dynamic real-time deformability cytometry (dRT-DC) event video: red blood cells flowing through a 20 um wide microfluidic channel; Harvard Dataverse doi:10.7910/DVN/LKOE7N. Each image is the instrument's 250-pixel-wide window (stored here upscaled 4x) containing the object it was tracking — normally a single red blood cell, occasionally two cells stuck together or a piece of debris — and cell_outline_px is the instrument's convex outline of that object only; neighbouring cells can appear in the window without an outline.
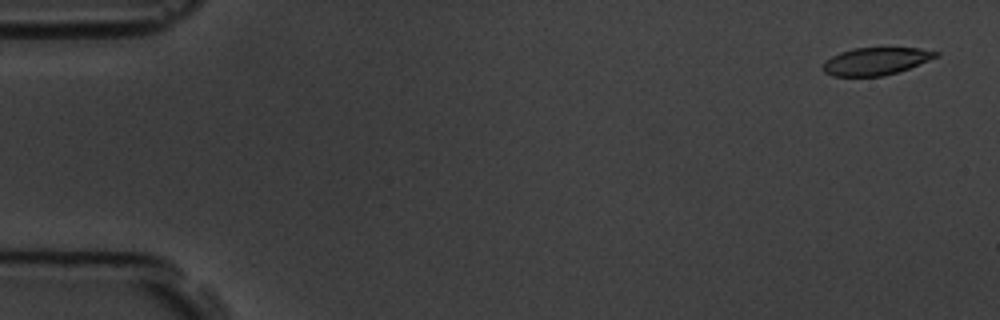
{"species": "common noctule bat (a hibernating species)", "species_latin": "Nyctalus noctula", "temperature_condition": "room temperature", "stored_images_in_passage": 6, "segment_of_instrument_passage": [1, 2], "camera_frame_rate_fps": 3000, "um_per_image_px": 0.085, "animal": {"sex": "male", "body_mass_g": 19.5, "forearm_length_mm": 54.6}, "frame": {"image": 1, "passage_image": 1, "time_ms": 0.0, "image_size_px": [1000, 320], "cell_outline_px": [[940, 56], [908, 68], [896, 72], [880, 76], [832, 76], [824, 72], [824, 64], [832, 56], [840, 52], [856, 48], [920, 48], [940, 52]], "centroid_in_image_um": [74.48, 5.2], "position_along_channel_um": 10.5, "area_um2": 17.8}}
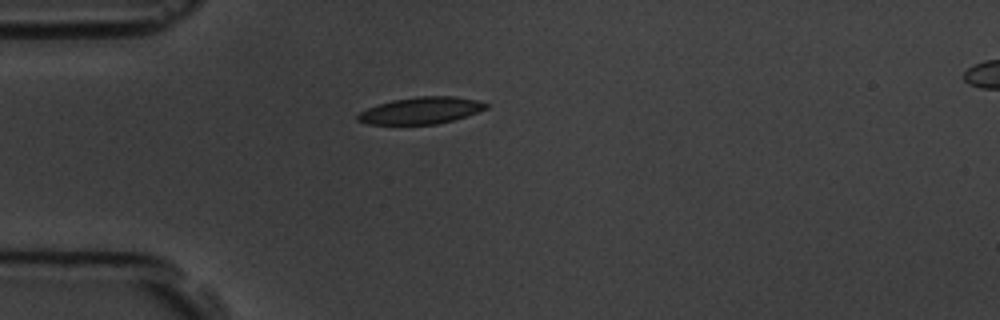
{"frame": {"image": 2, "passage_image": 5, "time_ms": 4.333, "image_size_px": [1000, 320], "cell_outline_px": [[488, 108], [468, 116], [436, 124], [368, 124], [356, 120], [356, 116], [360, 112], [368, 108], [392, 100], [416, 96], [452, 96], [476, 100], [488, 104]], "centroid_in_image_um": [35.79, 9.39], "position_along_channel_um": 49.2, "area_um2": 19.94}}